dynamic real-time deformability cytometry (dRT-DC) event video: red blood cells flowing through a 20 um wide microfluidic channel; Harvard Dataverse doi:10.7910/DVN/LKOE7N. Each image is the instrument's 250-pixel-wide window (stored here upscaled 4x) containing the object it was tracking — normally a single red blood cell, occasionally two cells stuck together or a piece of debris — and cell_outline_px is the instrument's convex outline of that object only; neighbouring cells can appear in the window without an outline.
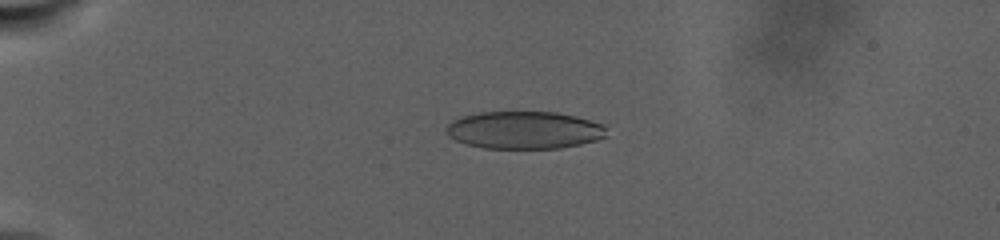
{"species": "human", "species_latin": "Homo sapiens", "temperature_condition": "warm", "stored_images_in_passage": 77, "camera_frame_rate_fps": 3000, "um_per_image_px": 0.085, "donor": {"sex": "male"}, "frame": {"image": 1, "passage_image": 19, "time_ms": 7.667, "image_size_px": [1000, 240], "cell_outline_px": [[608, 136], [596, 140], [580, 144], [560, 148], [484, 148], [468, 144], [456, 140], [448, 136], [444, 132], [444, 128], [452, 120], [460, 116], [480, 112], [556, 112], [576, 116], [604, 124]], "centroid_in_image_um": [44.55, 11.05], "position_along_channel_um": 40.5, "area_um2": 35.32}}
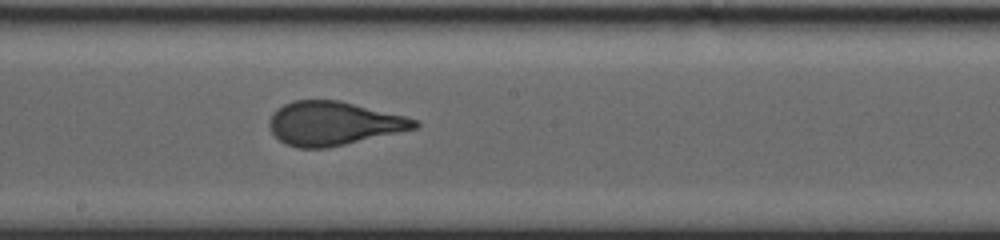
{"frame": {"image": 2, "passage_image": 51, "time_ms": 17.667, "image_size_px": [1000, 240], "cell_outline_px": [[420, 124], [416, 128], [328, 148], [296, 148], [284, 144], [272, 132], [268, 124], [268, 120], [272, 112], [284, 104], [292, 100], [340, 100], [420, 120]], "centroid_in_image_um": [28.31, 10.49], "position_along_channel_um": 219.9, "area_um2": 37.05}}
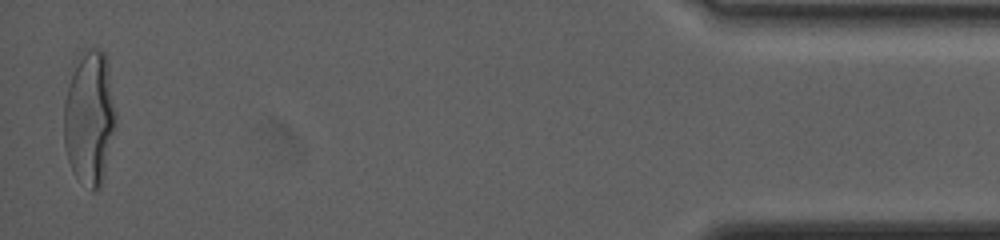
{"frame": {"image": 3, "passage_image": 77, "time_ms": 29.333, "image_size_px": [1000, 240], "cell_outline_px": [[116, 128], [104, 176], [100, 188], [96, 192], [92, 192], [72, 172], [68, 160], [64, 144], [64, 100], [68, 84], [72, 72], [84, 52], [92, 48], [100, 48], [104, 52], [108, 64], [116, 116]], "centroid_in_image_um": [7.62, 10.09], "position_along_channel_um": 427.6, "area_um2": 40.69}, "authors_computed_cell_mechanics": {"area_um2": 37.281, "velocity_mm_per_s": 2.4038, "shape_relaxation_time_tau1_ms": 9.7262, "shape_relaxation_time_tau2_ms": null, "deformation_change_tau1": 0.2526, "deformation_change_tau2": null}}